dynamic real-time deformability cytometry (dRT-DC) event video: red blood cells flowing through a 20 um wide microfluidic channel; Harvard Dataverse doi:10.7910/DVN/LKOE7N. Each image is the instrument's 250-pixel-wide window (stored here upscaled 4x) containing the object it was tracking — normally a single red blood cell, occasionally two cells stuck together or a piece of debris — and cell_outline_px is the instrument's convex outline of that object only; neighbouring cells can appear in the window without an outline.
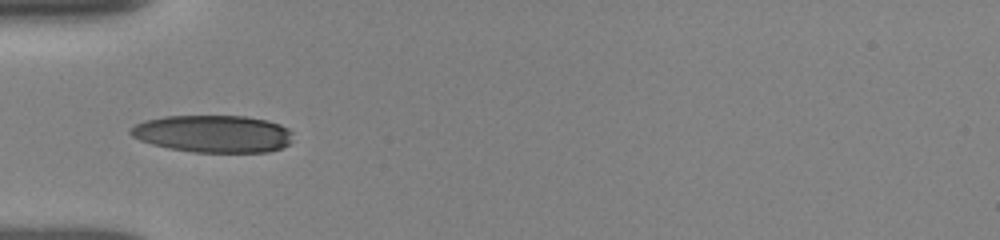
{"species": "human", "species_latin": "Homo sapiens", "temperature_condition": "room temperature", "stored_images_in_passage": 11, "camera_frame_rate_fps": 3000, "um_per_image_px": 0.085, "donor": {"sex": "female"}, "frame": {"image": 1, "passage_image": 6, "time_ms": 5.333, "image_size_px": [1000, 240], "cell_outline_px": [[292, 140], [288, 144], [280, 148], [268, 152], [192, 152], [168, 148], [152, 144], [140, 140], [132, 136], [128, 132], [128, 128], [144, 120], [164, 116], [244, 116], [268, 120], [280, 124], [288, 128], [292, 132]], "centroid_in_image_um": [18.1, 11.37], "position_along_channel_um": 66.9, "area_um2": 35.55}}
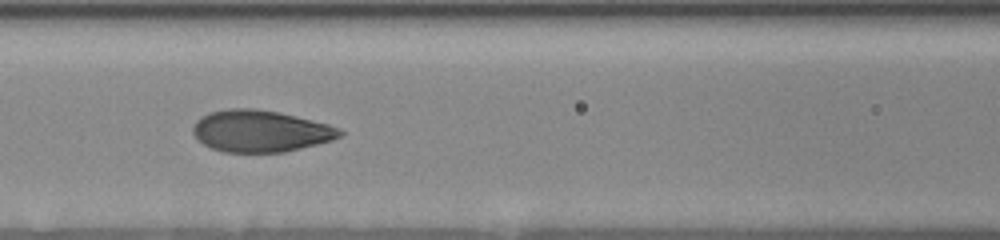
{"frame": {"image": 2, "passage_image": 8, "time_ms": 7.333, "image_size_px": [1000, 240], "cell_outline_px": [[344, 132], [340, 136], [332, 140], [284, 152], [224, 152], [212, 148], [204, 144], [192, 132], [192, 128], [196, 120], [200, 116], [208, 112], [228, 108], [256, 108], [280, 112], [328, 124], [340, 128]], "centroid_in_image_um": [22.12, 11.12], "position_along_channel_um": 144.5, "area_um2": 35.78}}
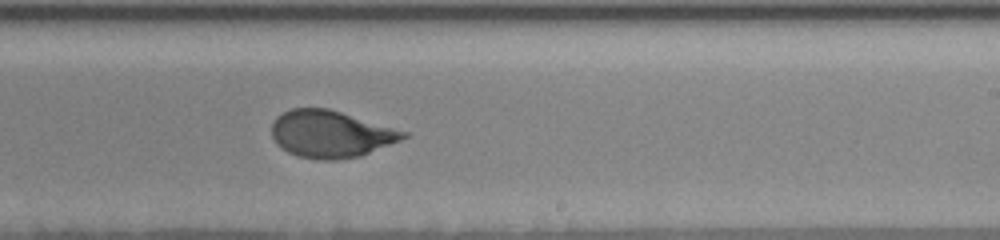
{"frame": {"image": 3, "passage_image": 11, "time_ms": 10.333, "image_size_px": [1000, 240], "cell_outline_px": [[408, 136], [400, 140], [360, 156], [336, 160], [320, 160], [296, 156], [288, 152], [276, 144], [272, 136], [272, 120], [276, 116], [292, 108], [328, 108], [408, 132]], "centroid_in_image_um": [28.07, 11.39], "position_along_channel_um": 260.9, "area_um2": 36.01}}